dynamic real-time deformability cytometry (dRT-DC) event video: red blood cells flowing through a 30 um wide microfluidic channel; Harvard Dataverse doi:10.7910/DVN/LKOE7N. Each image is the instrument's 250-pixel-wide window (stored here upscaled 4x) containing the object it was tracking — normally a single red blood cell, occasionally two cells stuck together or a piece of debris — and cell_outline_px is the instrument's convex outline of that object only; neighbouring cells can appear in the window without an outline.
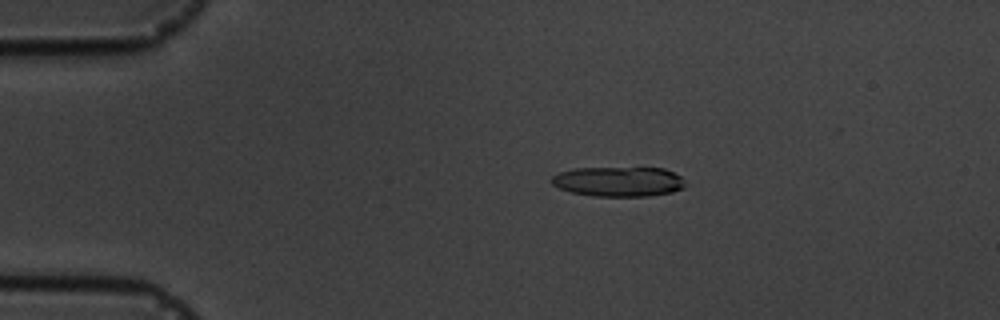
{"species": "common noctule bat (a hibernating species)", "species_latin": "Nyctalus noctula", "temperature_condition": "cold", "stored_images_in_passage": 2, "camera_frame_rate_fps": 3000, "um_per_image_px": 0.085, "animal": {"sex": "male", "body_mass_g": 19.5, "forearm_length_mm": 54.6}, "frame": {"image": 1, "passage_image": 1, "time_ms": 0.0, "image_size_px": [1000, 320], "cell_outline_px": [[684, 188], [672, 192], [648, 196], [592, 196], [572, 192], [560, 188], [552, 184], [552, 176], [560, 172], [572, 168], [664, 168], [680, 176], [684, 184]], "centroid_in_image_um": [52.57, 15.43], "position_along_channel_um": 32.4, "area_um2": 23.12}}